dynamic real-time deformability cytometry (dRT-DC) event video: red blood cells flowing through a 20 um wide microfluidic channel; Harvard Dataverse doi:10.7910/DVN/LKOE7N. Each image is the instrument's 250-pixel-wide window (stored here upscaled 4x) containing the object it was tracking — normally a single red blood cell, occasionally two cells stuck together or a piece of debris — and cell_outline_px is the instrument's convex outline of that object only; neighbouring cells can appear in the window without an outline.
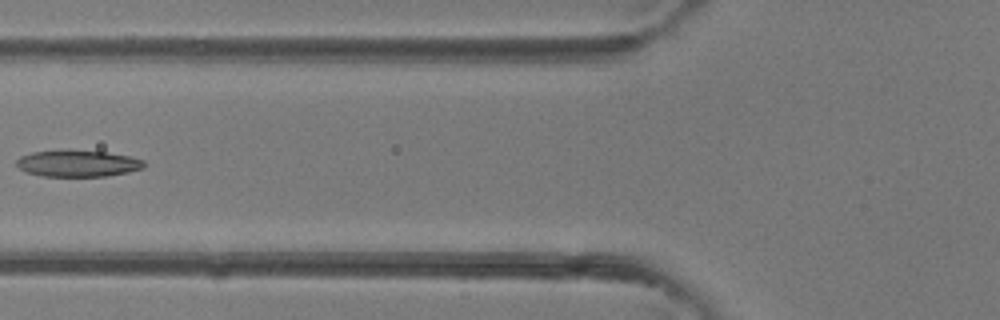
{"species": "common noctule bat (a hibernating species)", "species_latin": "Nyctalus noctula", "temperature_condition": "room temperature", "stored_images_in_passage": 5, "camera_frame_rate_fps": 3000, "um_per_image_px": 0.085, "animal": {"sex": "female"}, "frame": {"image": 1, "passage_image": 5, "time_ms": 4.667, "image_size_px": [1000, 320], "cell_outline_px": [[144, 168], [128, 172], [108, 176], [40, 176], [24, 172], [16, 164], [16, 160], [20, 156], [32, 152], [104, 152], [128, 156], [144, 160]], "centroid_in_image_um": [6.6, 13.93], "position_along_channel_um": 119.2, "area_um2": 19.13}}